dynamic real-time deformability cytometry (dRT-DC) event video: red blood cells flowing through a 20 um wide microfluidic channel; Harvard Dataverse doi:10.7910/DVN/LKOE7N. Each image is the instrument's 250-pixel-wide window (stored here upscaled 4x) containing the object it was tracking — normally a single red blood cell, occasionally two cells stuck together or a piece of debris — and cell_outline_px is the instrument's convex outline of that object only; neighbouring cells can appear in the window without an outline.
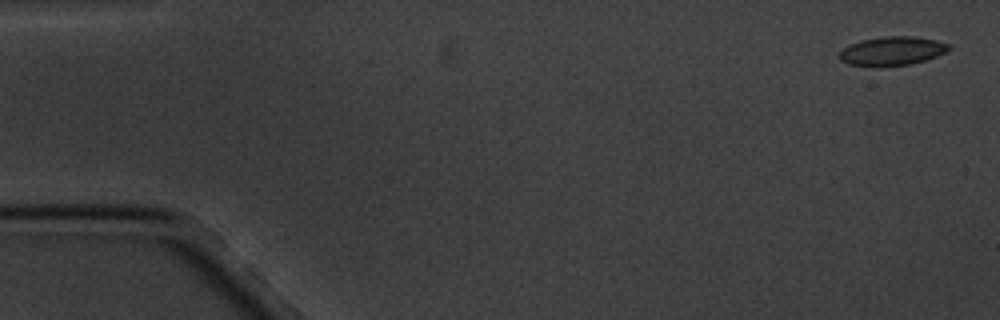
{"species": "common noctule bat (a hibernating species)", "species_latin": "Nyctalus noctula", "temperature_condition": "cold", "stored_images_in_passage": 9, "camera_frame_rate_fps": 3000, "um_per_image_px": 0.085, "animal": {"sex": "male", "body_mass_g": 20.1, "forearm_length_mm": 53.5}, "frame": {"image": 1, "passage_image": 1, "time_ms": 0.0, "image_size_px": [1000, 320], "cell_outline_px": [[952, 48], [936, 56], [924, 60], [908, 64], [848, 64], [840, 60], [840, 52], [848, 44], [860, 40], [884, 36], [912, 36], [936, 40], [952, 44]], "centroid_in_image_um": [75.87, 4.28], "position_along_channel_um": 9.1, "area_um2": 17.8}}
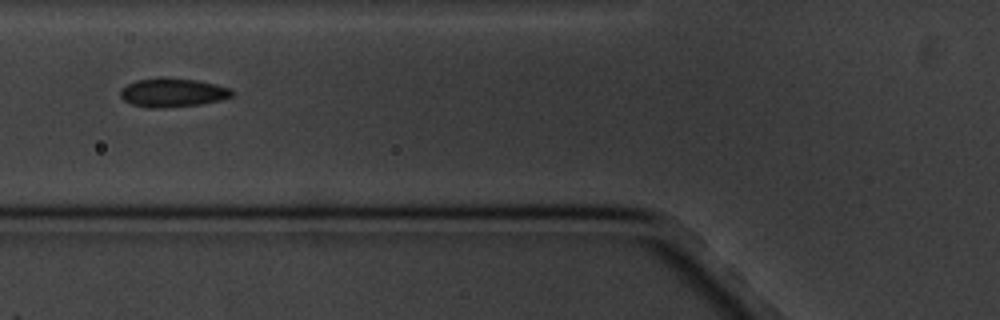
{"frame": {"image": 2, "passage_image": 7, "time_ms": 6.667, "image_size_px": [1000, 320], "cell_outline_px": [[232, 96], [220, 100], [200, 104], [164, 108], [148, 108], [132, 104], [124, 100], [120, 96], [120, 88], [136, 80], [196, 80], [216, 84], [232, 88]], "centroid_in_image_um": [14.68, 7.91], "position_along_channel_um": 111.1, "area_um2": 18.09}}
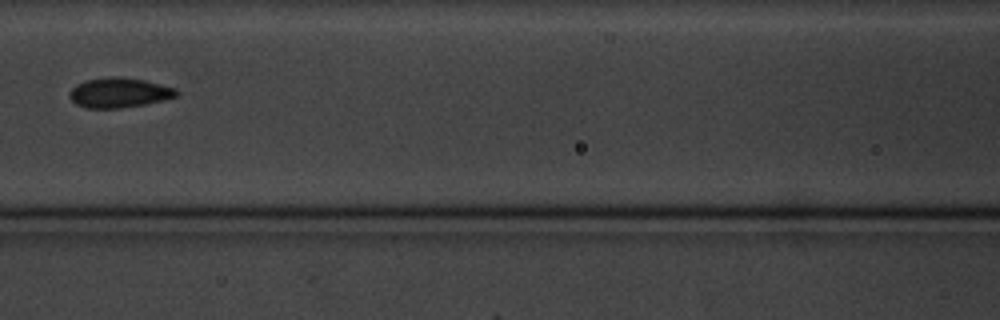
{"frame": {"image": 3, "passage_image": 8, "time_ms": 8.0, "image_size_px": [1000, 320], "cell_outline_px": [[180, 92], [176, 96], [164, 100], [144, 104], [120, 108], [84, 108], [76, 104], [68, 96], [68, 92], [76, 84], [84, 80], [112, 76], [120, 76], [144, 80], [176, 88]], "centroid_in_image_um": [10.1, 7.87], "position_along_channel_um": 156.5, "area_um2": 18.79}}